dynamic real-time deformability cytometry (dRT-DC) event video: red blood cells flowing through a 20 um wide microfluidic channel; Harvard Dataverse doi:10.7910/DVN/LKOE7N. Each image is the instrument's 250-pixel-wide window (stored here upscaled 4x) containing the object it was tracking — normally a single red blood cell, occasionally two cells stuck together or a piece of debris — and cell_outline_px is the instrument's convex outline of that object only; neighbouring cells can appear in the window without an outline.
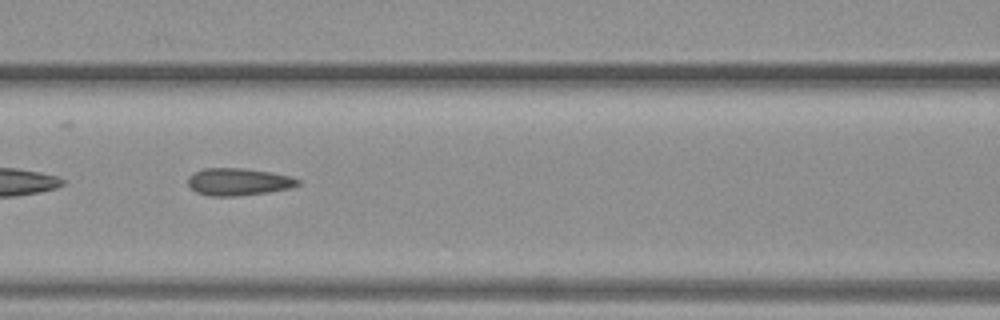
{"species": "common noctule bat (a hibernating species)", "species_latin": "Nyctalus noctula", "temperature_condition": "warm", "stored_images_in_passage": 47, "camera_frame_rate_fps": 3000, "um_per_image_px": 0.085, "animal": {"sex": "female", "body_mass_g": 19.3, "forearm_length_mm": 54.1}, "frame": {"image": 1, "passage_image": 21, "time_ms": 6.667, "image_size_px": [1000, 320], "cell_outline_px": [[300, 184], [292, 188], [268, 192], [236, 196], [212, 196], [196, 192], [188, 184], [188, 176], [204, 168], [244, 168], [272, 172], [292, 176], [300, 180]], "centroid_in_image_um": [20.31, 15.45], "position_along_channel_um": 146.3, "area_um2": 17.57}}
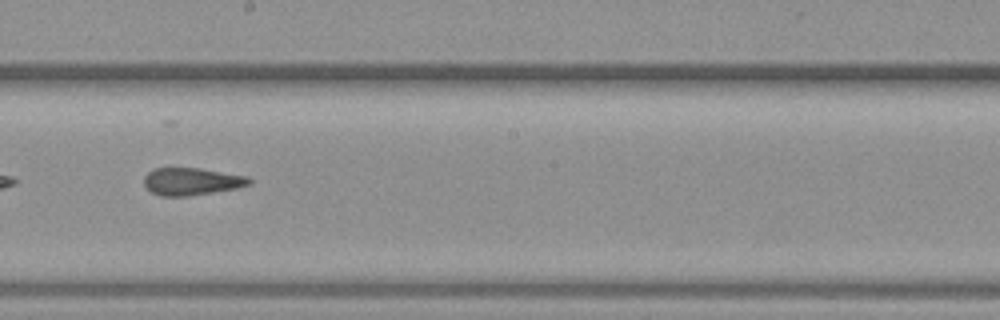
{"frame": {"image": 2, "passage_image": 27, "time_ms": 8.667, "image_size_px": [1000, 320], "cell_outline_px": [[252, 184], [236, 188], [188, 196], [160, 196], [152, 192], [144, 184], [144, 176], [152, 168], [200, 168], [248, 176], [252, 180]], "centroid_in_image_um": [16.29, 15.41], "position_along_channel_um": 231.9, "area_um2": 16.82}}